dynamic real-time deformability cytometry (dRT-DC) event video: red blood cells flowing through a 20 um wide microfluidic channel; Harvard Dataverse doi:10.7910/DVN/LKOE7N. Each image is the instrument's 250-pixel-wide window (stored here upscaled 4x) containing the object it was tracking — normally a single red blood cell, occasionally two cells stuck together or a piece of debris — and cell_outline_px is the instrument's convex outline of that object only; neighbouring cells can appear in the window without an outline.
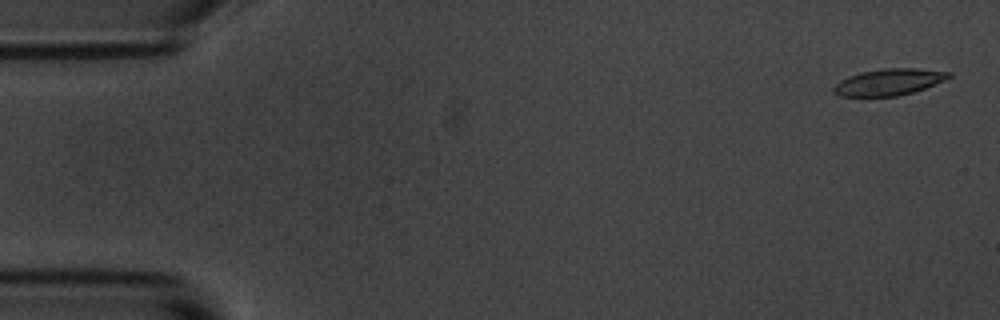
{"species": "common noctule bat (a hibernating species)", "species_latin": "Nyctalus noctula", "temperature_condition": "room temperature", "stored_images_in_passage": 6, "camera_frame_rate_fps": 3000, "um_per_image_px": 0.085, "animal": {"sex": "male", "body_mass_g": 20.1, "forearm_length_mm": 53.5}, "frame": {"image": 1, "passage_image": 1, "time_ms": 0.0, "image_size_px": [1000, 320], "cell_outline_px": [[952, 76], [944, 80], [924, 88], [912, 92], [896, 96], [840, 96], [832, 88], [840, 80], [848, 76], [860, 72], [884, 68], [916, 68], [952, 72]], "centroid_in_image_um": [75.56, 6.96], "position_along_channel_um": 9.4, "area_um2": 17.63}}